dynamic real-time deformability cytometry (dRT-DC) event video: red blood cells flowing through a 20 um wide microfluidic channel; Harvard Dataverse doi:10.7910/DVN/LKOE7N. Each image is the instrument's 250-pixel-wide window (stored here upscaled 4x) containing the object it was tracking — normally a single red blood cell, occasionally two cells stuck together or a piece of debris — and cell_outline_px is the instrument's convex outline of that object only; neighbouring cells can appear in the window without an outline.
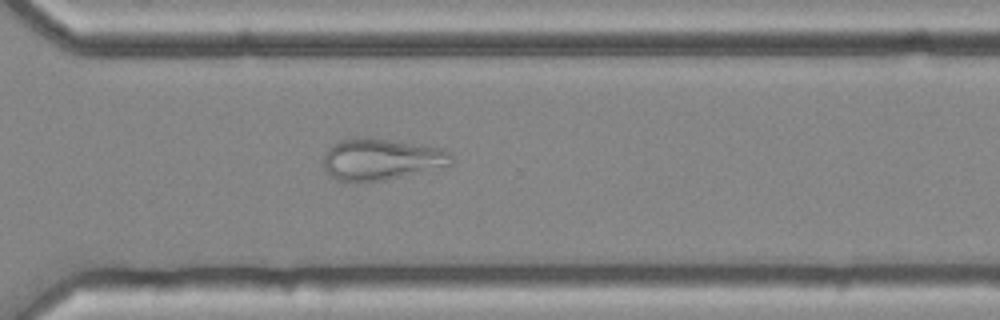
{"species": "common noctule bat (a hibernating species)", "species_latin": "Nyctalus noctula", "temperature_condition": "cold", "stored_images_in_passage": 55, "camera_frame_rate_fps": 3000, "um_per_image_px": 0.085, "animal": {"sex": "female", "body_mass_g": 25.1}, "frame": {"image": 1, "passage_image": 40, "time_ms": 13.0, "image_size_px": [1000, 320], "cell_outline_px": [[452, 164], [384, 180], [336, 180], [324, 168], [324, 156], [328, 148], [332, 144], [340, 140], [364, 136], [440, 148], [448, 152], [452, 156]], "centroid_in_image_um": [32.36, 13.51], "position_along_channel_um": 338.2, "area_um2": 30.17}}